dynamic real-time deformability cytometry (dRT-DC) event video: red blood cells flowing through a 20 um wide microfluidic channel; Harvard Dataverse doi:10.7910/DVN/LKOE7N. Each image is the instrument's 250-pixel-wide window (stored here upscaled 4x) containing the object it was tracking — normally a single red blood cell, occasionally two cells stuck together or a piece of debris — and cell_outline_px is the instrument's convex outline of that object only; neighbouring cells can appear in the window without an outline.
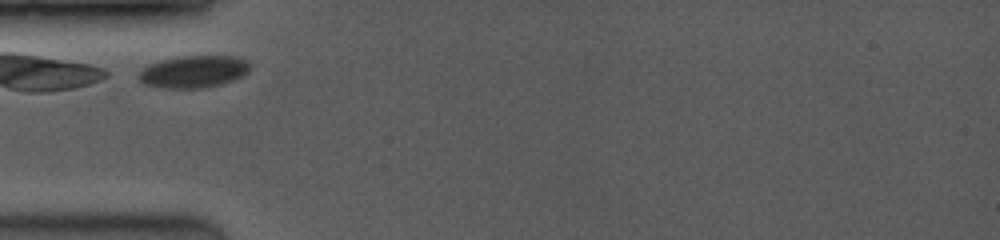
{"species": "common noctule bat (a hibernating species)", "species_latin": "Nyctalus noctula", "temperature_condition": "room temperature", "stored_images_in_passage": 32, "camera_frame_rate_fps": 3500, "um_per_image_px": 0.085, "animal": {"sex": "female", "body_mass_g": 19.0, "forearm_length_mm": 53.3}, "frame": {"image": 1, "passage_image": 1, "time_ms": 0.0, "image_size_px": [1000, 240], "cell_outline_px": [[252, 64], [248, 72], [244, 76], [220, 84], [204, 88], [164, 88], [144, 84], [136, 76], [136, 72], [148, 64], [160, 60], [176, 56], [232, 56], [244, 60]], "centroid_in_image_um": [16.41, 6.08], "position_along_channel_um": 68.6, "area_um2": 21.15}}
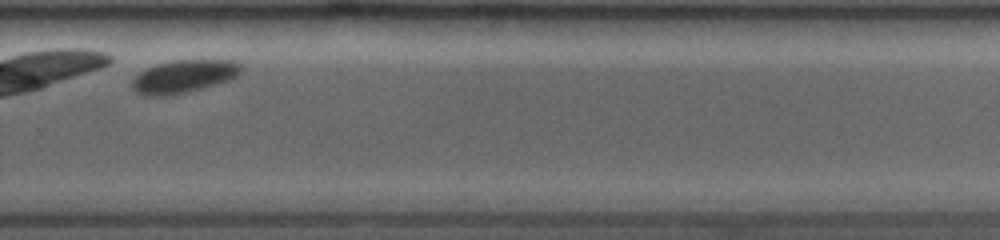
{"frame": {"image": 2, "passage_image": 29, "time_ms": 6.571, "image_size_px": [1000, 240], "cell_outline_px": [[244, 68], [236, 76], [228, 80], [216, 84], [188, 92], [164, 96], [144, 96], [136, 92], [132, 88], [132, 80], [140, 72], [156, 64], [172, 60], [232, 60], [240, 64]], "centroid_in_image_um": [15.61, 6.5], "position_along_channel_um": 314.2, "area_um2": 20.87}}
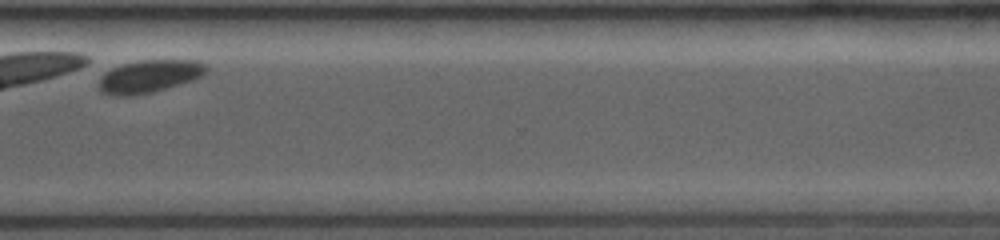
{"frame": {"image": 3, "passage_image": 32, "time_ms": 7.714, "image_size_px": [1000, 240], "cell_outline_px": [[208, 72], [196, 80], [152, 92], [132, 96], [112, 96], [100, 92], [100, 76], [104, 72], [112, 68], [124, 64], [140, 60], [196, 60], [204, 64], [208, 68]], "centroid_in_image_um": [12.71, 6.5], "position_along_channel_um": 357.9, "area_um2": 20.69}}